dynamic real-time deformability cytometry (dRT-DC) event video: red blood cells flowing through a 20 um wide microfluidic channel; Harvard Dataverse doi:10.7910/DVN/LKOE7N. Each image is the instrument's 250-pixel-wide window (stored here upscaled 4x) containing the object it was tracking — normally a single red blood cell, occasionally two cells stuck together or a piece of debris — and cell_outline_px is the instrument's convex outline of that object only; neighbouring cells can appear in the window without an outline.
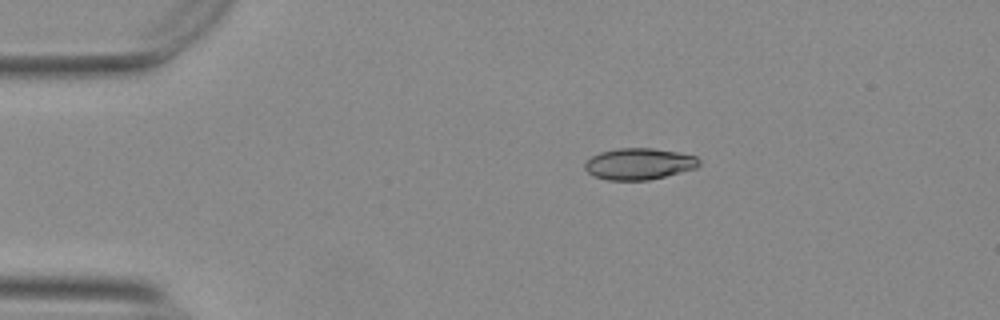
{"species": "Egyptian fruit bat (a non-hibernating species)", "species_latin": "Rousettus aegyptiacus", "temperature_condition": "warm", "stored_images_in_passage": 31, "camera_frame_rate_fps": 3000, "um_per_image_px": 0.085, "animal": {"sex": "female"}, "frame": {"image": 1, "passage_image": 1, "time_ms": 0.0, "image_size_px": [1000, 320], "cell_outline_px": [[700, 164], [696, 168], [648, 180], [608, 180], [596, 176], [588, 172], [584, 168], [584, 160], [600, 152], [616, 148], [652, 148], [676, 152], [696, 156], [700, 160]], "centroid_in_image_um": [54.29, 13.92], "position_along_channel_um": 30.7, "area_um2": 20.87}}
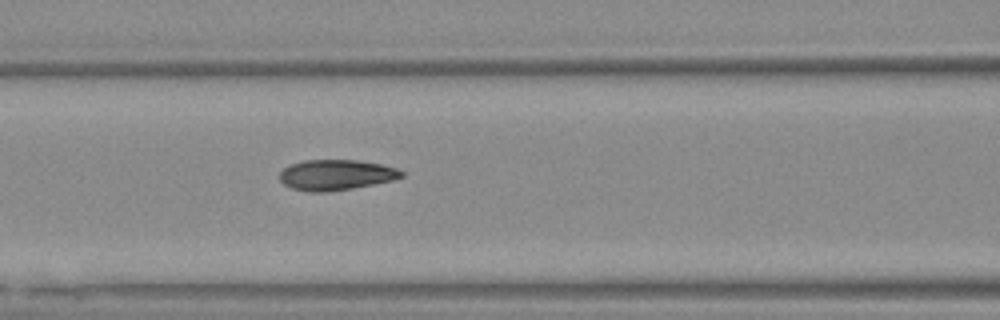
{"frame": {"image": 2, "passage_image": 14, "time_ms": 4.333, "image_size_px": [1000, 320], "cell_outline_px": [[404, 176], [392, 180], [352, 188], [328, 192], [308, 192], [292, 188], [284, 184], [280, 180], [280, 172], [284, 168], [292, 164], [304, 160], [356, 160], [380, 164], [396, 168], [404, 172]], "centroid_in_image_um": [28.55, 14.87], "position_along_channel_um": 138.1, "area_um2": 21.5}}
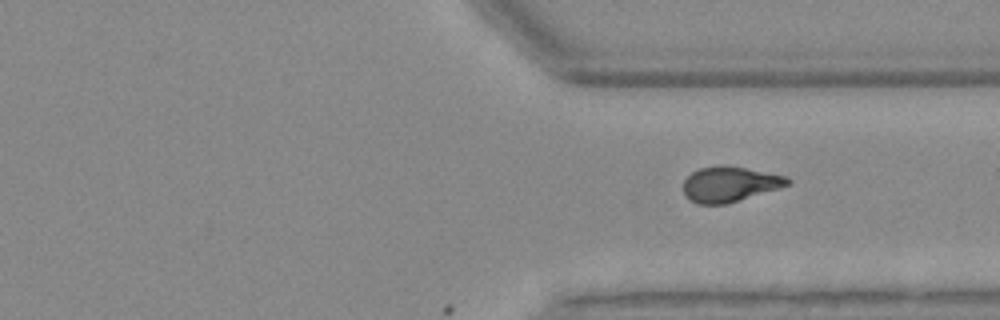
{"frame": {"image": 3, "passage_image": 31, "time_ms": 10.0, "image_size_px": [1000, 320], "cell_outline_px": [[792, 184], [724, 204], [696, 204], [688, 200], [684, 196], [684, 180], [692, 172], [700, 168], [724, 164], [788, 176], [792, 180]], "centroid_in_image_um": [62.02, 15.64], "position_along_channel_um": 349.4, "area_um2": 21.44}}